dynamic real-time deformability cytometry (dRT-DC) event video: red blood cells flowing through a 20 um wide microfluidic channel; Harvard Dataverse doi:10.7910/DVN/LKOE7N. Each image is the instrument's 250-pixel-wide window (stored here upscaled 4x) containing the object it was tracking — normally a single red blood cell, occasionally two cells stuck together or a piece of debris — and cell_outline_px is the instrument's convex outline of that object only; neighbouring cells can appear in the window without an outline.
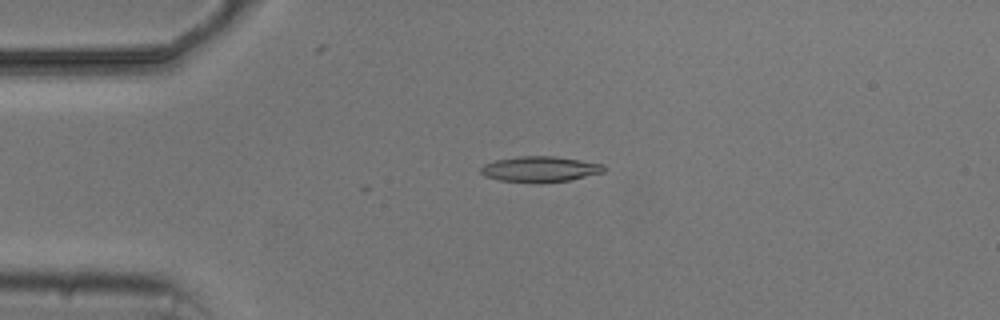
{"species": "common noctule bat (a hibernating species)", "species_latin": "Nyctalus noctula", "temperature_condition": "cold", "stored_images_in_passage": 4, "camera_frame_rate_fps": 3000, "um_per_image_px": 0.085, "animal": {"sex": "male", "body_mass_g": 20.5, "forearm_length_mm": 52.5}, "frame": {"image": 1, "passage_image": 3, "time_ms": 3.333, "image_size_px": [1000, 320], "cell_outline_px": [[608, 168], [604, 172], [568, 180], [540, 184], [500, 180], [484, 176], [480, 172], [480, 168], [484, 164], [496, 160], [520, 156], [556, 156], [604, 164]], "centroid_in_image_um": [45.92, 14.38], "position_along_channel_um": 39.1, "area_um2": 18.61}}